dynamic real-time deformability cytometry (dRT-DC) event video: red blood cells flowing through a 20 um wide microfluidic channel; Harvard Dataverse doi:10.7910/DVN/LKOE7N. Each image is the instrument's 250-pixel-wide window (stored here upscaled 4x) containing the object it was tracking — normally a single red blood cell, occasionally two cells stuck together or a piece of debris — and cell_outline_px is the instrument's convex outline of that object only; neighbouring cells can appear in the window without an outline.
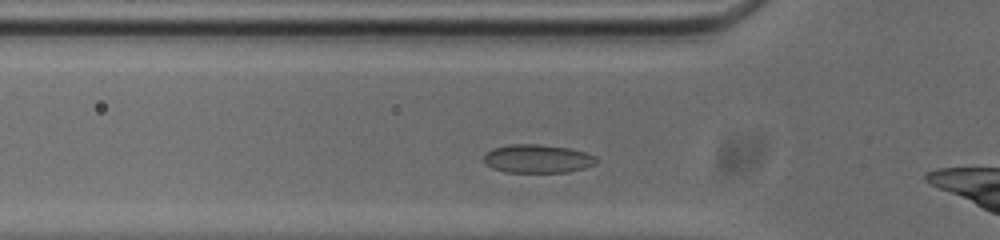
{"species": "common noctule bat (a hibernating species)", "species_latin": "Nyctalus noctula", "temperature_condition": "cold", "stored_images_in_passage": 4, "camera_frame_rate_fps": 3000, "um_per_image_px": 0.085, "animal": {"sex": "male", "body_mass_g": 20.0, "forearm_length_mm": 53.3}, "frame": {"image": 1, "passage_image": 2, "time_ms": 0.333, "image_size_px": [1000, 240], "cell_outline_px": [[596, 164], [584, 168], [568, 172], [504, 172], [492, 168], [484, 160], [484, 156], [492, 148], [512, 144], [536, 144], [568, 148], [584, 152], [596, 156]], "centroid_in_image_um": [45.7, 13.49], "position_along_channel_um": 80.1, "area_um2": 18.5}}